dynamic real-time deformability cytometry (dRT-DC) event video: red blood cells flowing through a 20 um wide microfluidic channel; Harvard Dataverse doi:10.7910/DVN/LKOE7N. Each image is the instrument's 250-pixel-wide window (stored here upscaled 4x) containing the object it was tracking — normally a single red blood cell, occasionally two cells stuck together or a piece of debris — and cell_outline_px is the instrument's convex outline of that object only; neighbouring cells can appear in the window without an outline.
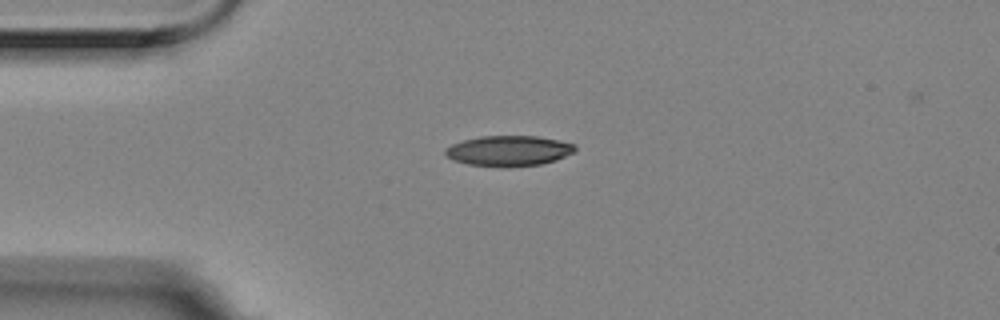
{"species": "Egyptian fruit bat (a non-hibernating species)", "species_latin": "Rousettus aegyptiacus", "temperature_condition": "room temperature", "stored_images_in_passage": 2, "camera_frame_rate_fps": 3000, "um_per_image_px": 0.085, "animal": {"sex": "female"}, "frame": {"image": 1, "passage_image": 1, "time_ms": 0.0, "image_size_px": [1000, 320], "cell_outline_px": [[576, 152], [556, 160], [540, 164], [508, 168], [500, 168], [468, 164], [452, 160], [444, 152], [444, 148], [452, 144], [464, 140], [480, 136], [536, 136], [576, 144]], "centroid_in_image_um": [43.24, 12.83], "position_along_channel_um": 41.8, "area_um2": 23.29}}